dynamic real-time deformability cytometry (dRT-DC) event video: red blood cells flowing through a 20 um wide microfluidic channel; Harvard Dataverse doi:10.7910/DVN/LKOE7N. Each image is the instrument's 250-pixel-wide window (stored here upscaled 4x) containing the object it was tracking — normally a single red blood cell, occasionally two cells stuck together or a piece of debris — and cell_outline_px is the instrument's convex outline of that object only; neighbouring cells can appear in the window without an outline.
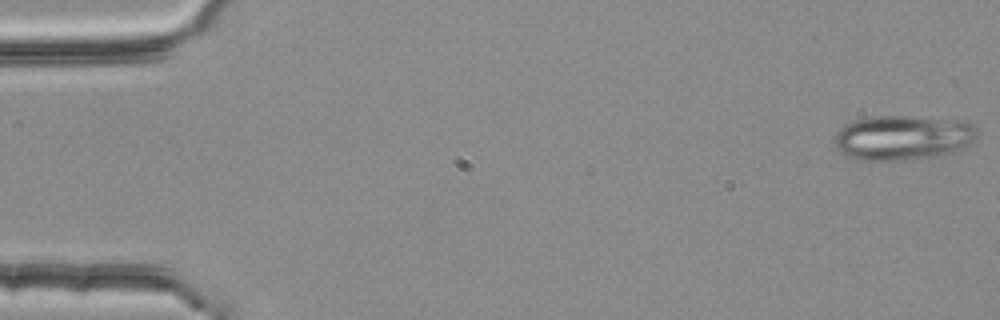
{"species": "common noctule bat (a hibernating species)", "species_latin": "Nyctalus noctula", "temperature_condition": "room temperature", "stored_images_in_passage": 23, "camera_frame_rate_fps": 3000, "um_per_image_px": 0.085, "animal": {"sex": "female", "body_mass_g": 25.1}, "frame": {"image": 1, "passage_image": 1, "time_ms": 0.0, "image_size_px": [1000, 320], "cell_outline_px": [[976, 136], [972, 140], [956, 148], [936, 156], [892, 160], [856, 160], [840, 152], [836, 148], [836, 132], [844, 124], [856, 120], [876, 116], [916, 116], [964, 120], [972, 124], [976, 128]], "centroid_in_image_um": [76.68, 11.67], "position_along_channel_um": 8.3, "area_um2": 36.65}}
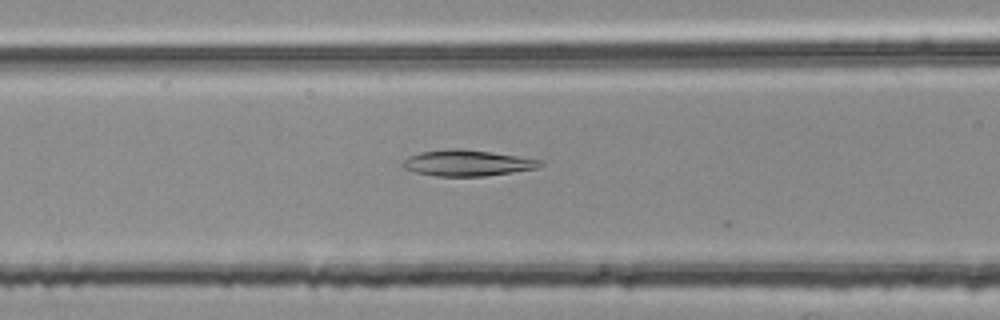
{"frame": {"image": 2, "passage_image": 22, "time_ms": 7.0, "image_size_px": [1000, 320], "cell_outline_px": [[544, 164], [536, 168], [512, 172], [484, 176], [436, 176], [416, 172], [404, 168], [400, 164], [408, 156], [420, 152], [448, 148], [460, 148], [492, 152], [544, 160]], "centroid_in_image_um": [39.71, 13.84], "position_along_channel_um": 126.9, "area_um2": 20.92}}